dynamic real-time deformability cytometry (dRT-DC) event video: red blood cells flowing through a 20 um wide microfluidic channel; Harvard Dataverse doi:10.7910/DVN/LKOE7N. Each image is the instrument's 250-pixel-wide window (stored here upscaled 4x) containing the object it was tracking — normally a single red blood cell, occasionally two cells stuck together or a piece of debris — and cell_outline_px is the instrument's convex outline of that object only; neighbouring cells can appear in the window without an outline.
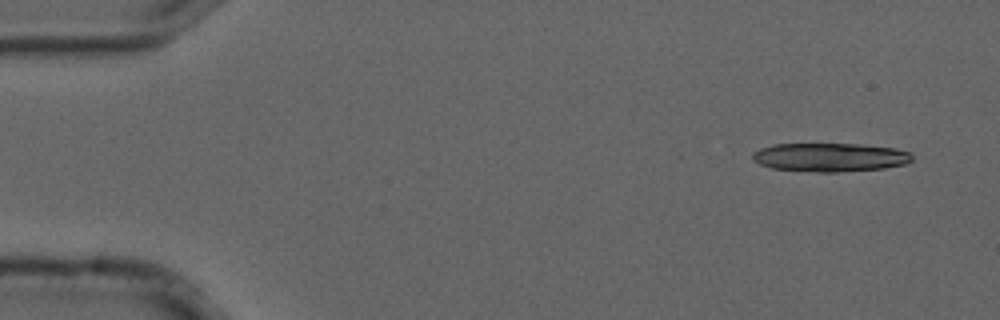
{"species": "common noctule bat (a hibernating species)", "species_latin": "Nyctalus noctula", "temperature_condition": "cold", "stored_images_in_passage": 7, "segment_of_instrument_passage": [1, 2], "camera_frame_rate_fps": 3000, "um_per_image_px": 0.085, "animal": {"sex": "male", "forearm_length_mm": 52.5}, "frame": {"image": 1, "passage_image": 1, "time_ms": 0.0, "image_size_px": [1000, 320], "cell_outline_px": [[912, 160], [908, 164], [884, 168], [836, 172], [816, 172], [772, 168], [760, 164], [752, 160], [752, 152], [760, 148], [772, 144], [864, 144], [896, 148], [912, 152]], "centroid_in_image_um": [70.58, 13.36], "position_along_channel_um": 14.4, "area_um2": 26.93}}